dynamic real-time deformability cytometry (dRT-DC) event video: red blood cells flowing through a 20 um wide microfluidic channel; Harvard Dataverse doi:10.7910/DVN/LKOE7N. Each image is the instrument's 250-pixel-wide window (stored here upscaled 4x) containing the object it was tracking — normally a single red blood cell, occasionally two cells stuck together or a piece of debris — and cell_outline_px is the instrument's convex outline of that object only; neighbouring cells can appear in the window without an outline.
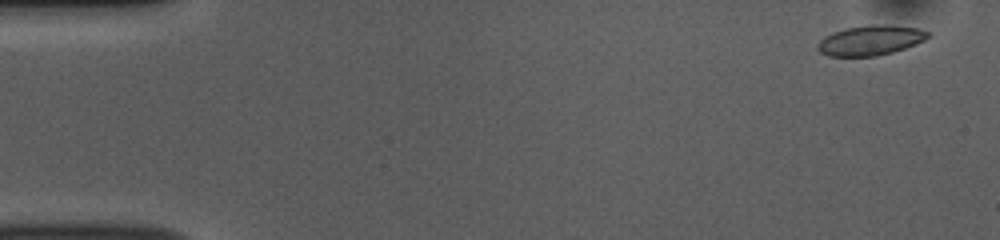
{"species": "common noctule bat (a hibernating species)", "species_latin": "Nyctalus noctula", "temperature_condition": "room temperature", "stored_images_in_passage": 53, "camera_frame_rate_fps": 3000, "um_per_image_px": 0.085, "animal": {"sex": "female", "body_mass_g": 10.0, "forearm_length_mm": 53.1}, "frame": {"image": 1, "passage_image": 3, "time_ms": 0.667, "image_size_px": [1000, 240], "cell_outline_px": [[932, 36], [916, 44], [892, 52], [876, 56], [828, 56], [820, 52], [816, 48], [816, 44], [824, 36], [832, 32], [844, 28], [876, 24], [888, 24], [920, 28], [928, 32]], "centroid_in_image_um": [73.98, 3.42], "position_along_channel_um": 11.0, "area_um2": 19.48}}
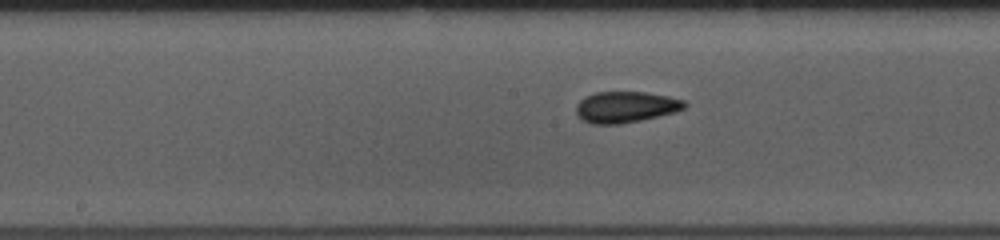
{"frame": {"image": 2, "passage_image": 27, "time_ms": 8.667, "image_size_px": [1000, 240], "cell_outline_px": [[688, 104], [684, 108], [676, 112], [640, 120], [620, 124], [592, 124], [576, 116], [576, 104], [584, 96], [596, 92], [644, 92], [668, 96], [684, 100]], "centroid_in_image_um": [53.17, 9.09], "position_along_channel_um": 195.0, "area_um2": 19.77}}
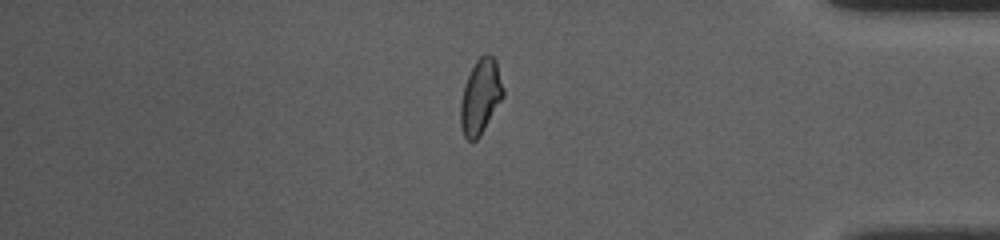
{"frame": {"image": 3, "passage_image": 45, "time_ms": 14.667, "image_size_px": [1000, 240], "cell_outline_px": [[504, 96], [480, 136], [476, 140], [468, 140], [464, 136], [460, 124], [460, 104], [464, 88], [468, 76], [476, 60], [484, 52], [488, 52], [496, 60], [504, 88]], "centroid_in_image_um": [40.86, 8.19], "position_along_channel_um": 394.3, "area_um2": 18.61}, "authors_computed_cell_mechanics": {"area_um2": 19.2474, "velocity_mm_per_s": 3.7895, "shape_relaxation_time_tau1_ms": null, "shape_relaxation_time_tau2_ms": 1.7017, "deformation_change_tau1": null, "deformation_change_tau2": 0.067}}